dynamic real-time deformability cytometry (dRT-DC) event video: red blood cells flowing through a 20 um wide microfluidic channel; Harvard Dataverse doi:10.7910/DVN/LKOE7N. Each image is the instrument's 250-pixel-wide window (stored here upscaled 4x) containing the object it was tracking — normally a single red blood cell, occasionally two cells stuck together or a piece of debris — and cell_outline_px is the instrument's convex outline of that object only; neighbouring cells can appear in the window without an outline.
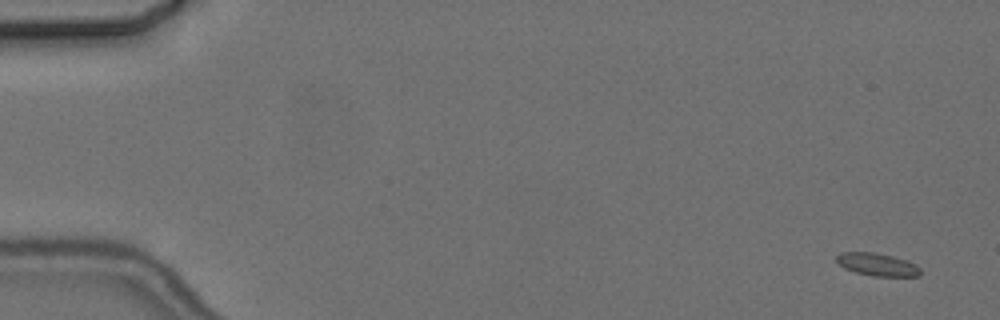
{"species": "common noctule bat (a hibernating species)", "species_latin": "Nyctalus noctula", "temperature_condition": "cold", "stored_images_in_passage": 6, "camera_frame_rate_fps": 3000, "um_per_image_px": 0.085, "animal": {"sex": "female", "body_mass_g": 24.6, "forearm_length_mm": 56.2}, "frame": {"image": 1, "passage_image": 1, "time_ms": 0.0, "image_size_px": [1000, 320], "cell_outline_px": [[920, 276], [872, 276], [856, 272], [844, 268], [836, 260], [836, 256], [840, 252], [876, 252], [908, 260], [916, 264], [920, 268]], "centroid_in_image_um": [74.58, 22.47], "position_along_channel_um": 10.4, "area_um2": 11.16}}
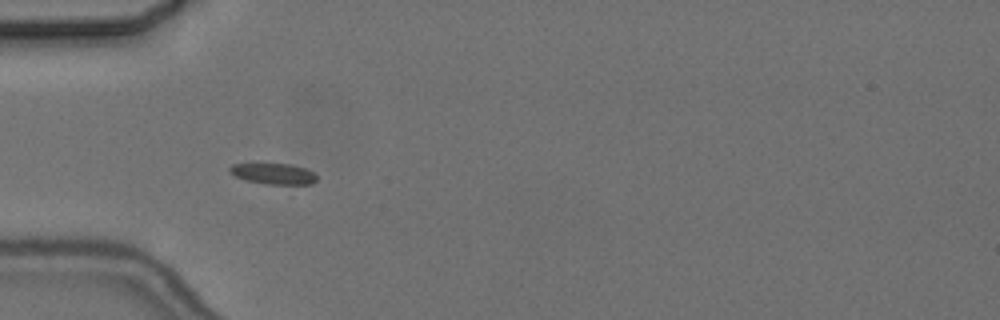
{"frame": {"image": 2, "passage_image": 5, "time_ms": 5.333, "image_size_px": [1000, 320], "cell_outline_px": [[316, 180], [312, 184], [264, 184], [244, 180], [228, 172], [228, 168], [232, 164], [288, 164], [304, 168], [312, 172], [316, 176]], "centroid_in_image_um": [23.2, 14.77], "position_along_channel_um": 61.8, "area_um2": 10.52}}
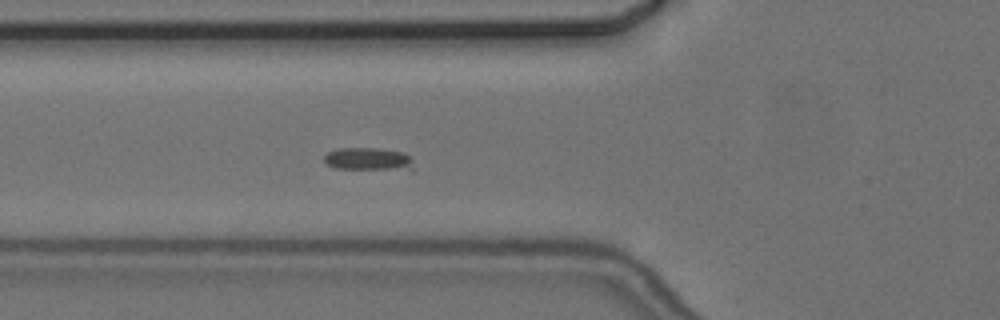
{"frame": {"image": 3, "passage_image": 6, "time_ms": 6.333, "image_size_px": [1000, 320], "cell_outline_px": [[412, 172], [336, 168], [324, 164], [324, 156], [328, 152], [336, 148], [380, 148], [404, 152], [412, 160]], "centroid_in_image_um": [31.35, 13.56], "position_along_channel_um": 94.4, "area_um2": 12.54}}